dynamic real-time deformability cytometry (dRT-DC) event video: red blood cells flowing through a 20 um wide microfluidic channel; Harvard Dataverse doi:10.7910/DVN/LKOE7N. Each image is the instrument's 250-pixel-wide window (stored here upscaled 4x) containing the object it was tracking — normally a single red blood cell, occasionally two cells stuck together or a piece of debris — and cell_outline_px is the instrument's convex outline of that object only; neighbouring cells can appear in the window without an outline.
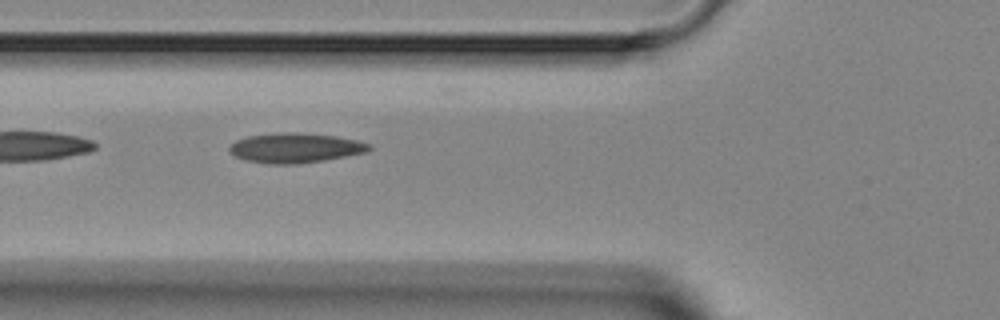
{"species": "Egyptian fruit bat (a non-hibernating species)", "species_latin": "Rousettus aegyptiacus", "temperature_condition": "room temperature", "stored_images_in_passage": 8, "camera_frame_rate_fps": 3000, "um_per_image_px": 0.085, "animal": {"sex": "female"}, "frame": {"image": 1, "passage_image": 5, "time_ms": 4.667, "image_size_px": [1000, 320], "cell_outline_px": [[372, 148], [368, 152], [324, 160], [296, 164], [268, 164], [244, 160], [232, 156], [228, 148], [228, 144], [236, 140], [248, 136], [280, 132], [300, 132], [336, 136], [356, 140], [372, 144]], "centroid_in_image_um": [25.07, 12.57], "position_along_channel_um": 100.7, "area_um2": 24.62}}
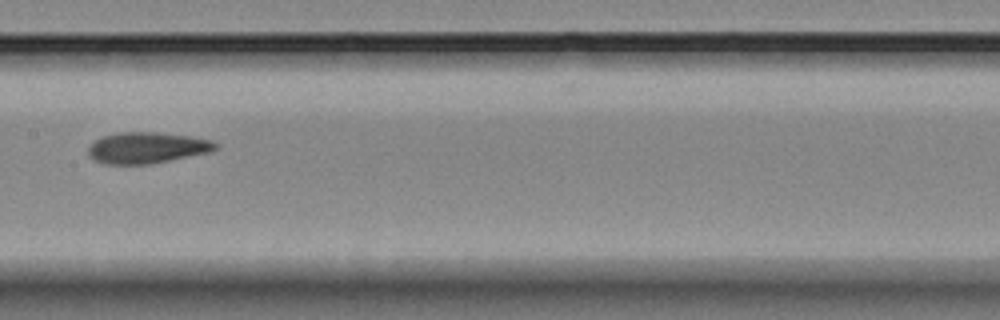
{"frame": {"image": 2, "passage_image": 7, "time_ms": 7.0, "image_size_px": [1000, 320], "cell_outline_px": [[220, 148], [212, 152], [148, 164], [104, 164], [88, 156], [88, 148], [96, 140], [104, 136], [120, 132], [156, 132], [192, 136], [212, 140], [220, 144]], "centroid_in_image_um": [12.56, 12.55], "position_along_channel_um": 194.8, "area_um2": 23.24}}
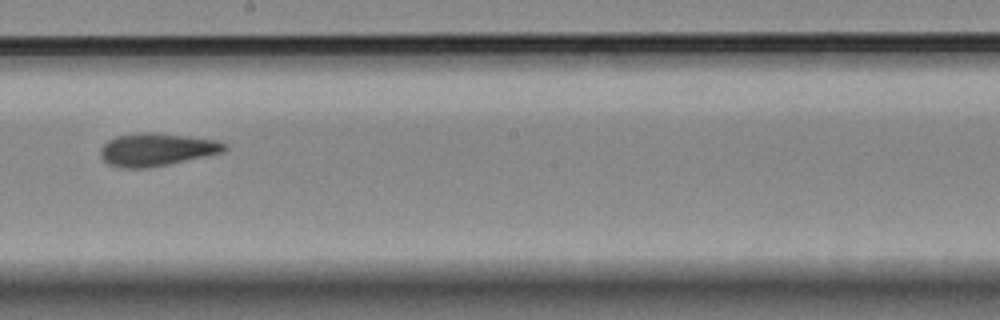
{"frame": {"image": 3, "passage_image": 8, "time_ms": 8.0, "image_size_px": [1000, 320], "cell_outline_px": [[228, 148], [224, 152], [168, 164], [148, 168], [120, 168], [108, 164], [100, 156], [100, 148], [108, 140], [116, 136], [140, 132], [152, 132], [216, 140], [228, 144]], "centroid_in_image_um": [13.29, 12.71], "position_along_channel_um": 234.9, "area_um2": 23.7}}